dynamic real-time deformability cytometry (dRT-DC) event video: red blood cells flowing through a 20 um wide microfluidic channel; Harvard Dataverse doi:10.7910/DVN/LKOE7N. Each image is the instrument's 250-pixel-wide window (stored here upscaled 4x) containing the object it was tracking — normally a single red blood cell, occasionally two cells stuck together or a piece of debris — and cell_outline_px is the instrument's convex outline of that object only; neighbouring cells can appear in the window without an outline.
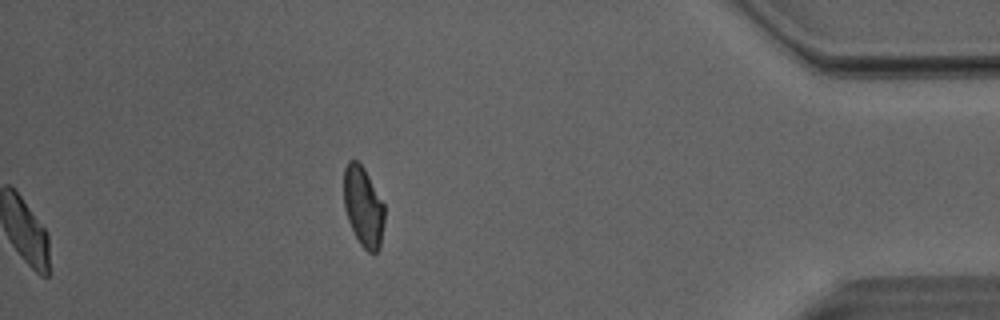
{"species": "Egyptian fruit bat (a non-hibernating species)", "species_latin": "Rousettus aegyptiacus", "temperature_condition": "room temperature", "stored_images_in_passage": 37, "camera_frame_rate_fps": 3000, "um_per_image_px": 0.085, "animal": {"sex": "male"}, "frame": {"image": 1, "passage_image": 37, "time_ms": 12.0, "image_size_px": [1000, 320], "cell_outline_px": [[384, 224], [380, 248], [376, 252], [368, 252], [360, 244], [348, 220], [344, 208], [344, 168], [348, 160], [356, 160], [364, 168], [384, 204]], "centroid_in_image_um": [30.88, 17.56], "position_along_channel_um": 404.3, "area_um2": 18.9}, "authors_computed_cell_mechanics": {"area_um2": 19.8832, "velocity_mm_per_s": 4.0431, "shape_relaxation_time_tau1_ms": 5.0474, "shape_relaxation_time_tau2_ms": 1.7834, "deformation_change_tau1": 0.1429, "deformation_change_tau2": 0.0643}}